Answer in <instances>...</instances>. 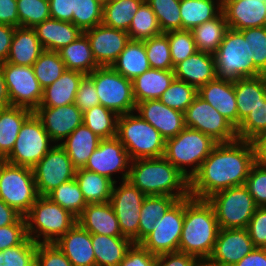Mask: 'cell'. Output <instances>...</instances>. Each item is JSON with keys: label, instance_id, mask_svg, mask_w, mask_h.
I'll use <instances>...</instances> for the list:
<instances>
[{"label": "cell", "instance_id": "6da1fadb", "mask_svg": "<svg viewBox=\"0 0 266 266\" xmlns=\"http://www.w3.org/2000/svg\"><path fill=\"white\" fill-rule=\"evenodd\" d=\"M255 163L252 141L236 139L217 143L190 179V196L207 199L218 191L244 185Z\"/></svg>", "mask_w": 266, "mask_h": 266}, {"label": "cell", "instance_id": "7a4b0ae2", "mask_svg": "<svg viewBox=\"0 0 266 266\" xmlns=\"http://www.w3.org/2000/svg\"><path fill=\"white\" fill-rule=\"evenodd\" d=\"M127 180L146 196H190V180L164 156L132 160Z\"/></svg>", "mask_w": 266, "mask_h": 266}, {"label": "cell", "instance_id": "3957f363", "mask_svg": "<svg viewBox=\"0 0 266 266\" xmlns=\"http://www.w3.org/2000/svg\"><path fill=\"white\" fill-rule=\"evenodd\" d=\"M219 229L215 211L207 199H196L192 196L184 198V222L179 252L207 261Z\"/></svg>", "mask_w": 266, "mask_h": 266}, {"label": "cell", "instance_id": "277c9868", "mask_svg": "<svg viewBox=\"0 0 266 266\" xmlns=\"http://www.w3.org/2000/svg\"><path fill=\"white\" fill-rule=\"evenodd\" d=\"M238 110V139L252 141L266 131V75L234 81Z\"/></svg>", "mask_w": 266, "mask_h": 266}, {"label": "cell", "instance_id": "5b68a950", "mask_svg": "<svg viewBox=\"0 0 266 266\" xmlns=\"http://www.w3.org/2000/svg\"><path fill=\"white\" fill-rule=\"evenodd\" d=\"M24 217L27 237L35 243H55L77 222L69 211L40 195Z\"/></svg>", "mask_w": 266, "mask_h": 266}, {"label": "cell", "instance_id": "8992f818", "mask_svg": "<svg viewBox=\"0 0 266 266\" xmlns=\"http://www.w3.org/2000/svg\"><path fill=\"white\" fill-rule=\"evenodd\" d=\"M217 143L211 136L185 127L177 136L166 139L164 157L190 180Z\"/></svg>", "mask_w": 266, "mask_h": 266}, {"label": "cell", "instance_id": "52a82bcc", "mask_svg": "<svg viewBox=\"0 0 266 266\" xmlns=\"http://www.w3.org/2000/svg\"><path fill=\"white\" fill-rule=\"evenodd\" d=\"M134 112L120 115L116 137L131 160L164 156L166 139L150 123Z\"/></svg>", "mask_w": 266, "mask_h": 266}, {"label": "cell", "instance_id": "ba28073f", "mask_svg": "<svg viewBox=\"0 0 266 266\" xmlns=\"http://www.w3.org/2000/svg\"><path fill=\"white\" fill-rule=\"evenodd\" d=\"M216 76L219 79L238 80L262 73L249 61V39L240 31L228 29L218 50L214 53Z\"/></svg>", "mask_w": 266, "mask_h": 266}, {"label": "cell", "instance_id": "9c48e42d", "mask_svg": "<svg viewBox=\"0 0 266 266\" xmlns=\"http://www.w3.org/2000/svg\"><path fill=\"white\" fill-rule=\"evenodd\" d=\"M207 201L213 206L220 229L247 228L258 207L245 185L218 191Z\"/></svg>", "mask_w": 266, "mask_h": 266}, {"label": "cell", "instance_id": "30bf717a", "mask_svg": "<svg viewBox=\"0 0 266 266\" xmlns=\"http://www.w3.org/2000/svg\"><path fill=\"white\" fill-rule=\"evenodd\" d=\"M87 76L94 82L101 105L118 116L135 111L136 101L131 80L111 66L98 67Z\"/></svg>", "mask_w": 266, "mask_h": 266}, {"label": "cell", "instance_id": "8fae6325", "mask_svg": "<svg viewBox=\"0 0 266 266\" xmlns=\"http://www.w3.org/2000/svg\"><path fill=\"white\" fill-rule=\"evenodd\" d=\"M52 142L41 119L33 112L24 121L14 147L5 160L13 165L33 168L55 145Z\"/></svg>", "mask_w": 266, "mask_h": 266}, {"label": "cell", "instance_id": "7c38bea8", "mask_svg": "<svg viewBox=\"0 0 266 266\" xmlns=\"http://www.w3.org/2000/svg\"><path fill=\"white\" fill-rule=\"evenodd\" d=\"M38 196L33 169L7 162L0 176V199L25 216Z\"/></svg>", "mask_w": 266, "mask_h": 266}, {"label": "cell", "instance_id": "4fadbf2b", "mask_svg": "<svg viewBox=\"0 0 266 266\" xmlns=\"http://www.w3.org/2000/svg\"><path fill=\"white\" fill-rule=\"evenodd\" d=\"M11 106L24 107L35 111L43 96L32 66L0 63Z\"/></svg>", "mask_w": 266, "mask_h": 266}, {"label": "cell", "instance_id": "5bb4252c", "mask_svg": "<svg viewBox=\"0 0 266 266\" xmlns=\"http://www.w3.org/2000/svg\"><path fill=\"white\" fill-rule=\"evenodd\" d=\"M184 222V198L177 200L165 214L154 223L140 244L150 253L159 255L177 252Z\"/></svg>", "mask_w": 266, "mask_h": 266}, {"label": "cell", "instance_id": "9a60e30c", "mask_svg": "<svg viewBox=\"0 0 266 266\" xmlns=\"http://www.w3.org/2000/svg\"><path fill=\"white\" fill-rule=\"evenodd\" d=\"M185 127L199 130L216 142H231L238 139L236 128L212 105L199 95L184 113Z\"/></svg>", "mask_w": 266, "mask_h": 266}, {"label": "cell", "instance_id": "2e32d148", "mask_svg": "<svg viewBox=\"0 0 266 266\" xmlns=\"http://www.w3.org/2000/svg\"><path fill=\"white\" fill-rule=\"evenodd\" d=\"M32 169L40 196H47L59 185L74 179L76 174V168L60 144H55Z\"/></svg>", "mask_w": 266, "mask_h": 266}, {"label": "cell", "instance_id": "e0dca14e", "mask_svg": "<svg viewBox=\"0 0 266 266\" xmlns=\"http://www.w3.org/2000/svg\"><path fill=\"white\" fill-rule=\"evenodd\" d=\"M114 183L110 204L117 216L119 228L123 236L138 243L140 210L146 195L128 180Z\"/></svg>", "mask_w": 266, "mask_h": 266}, {"label": "cell", "instance_id": "ac0fdd59", "mask_svg": "<svg viewBox=\"0 0 266 266\" xmlns=\"http://www.w3.org/2000/svg\"><path fill=\"white\" fill-rule=\"evenodd\" d=\"M131 159L124 145L115 136L113 138L101 139L98 147L89 157L84 169L105 176L117 183L113 177L121 173V181L128 178Z\"/></svg>", "mask_w": 266, "mask_h": 266}, {"label": "cell", "instance_id": "d6986e66", "mask_svg": "<svg viewBox=\"0 0 266 266\" xmlns=\"http://www.w3.org/2000/svg\"><path fill=\"white\" fill-rule=\"evenodd\" d=\"M254 248L247 228L219 229L207 262L214 266H234Z\"/></svg>", "mask_w": 266, "mask_h": 266}, {"label": "cell", "instance_id": "ffe728a7", "mask_svg": "<svg viewBox=\"0 0 266 266\" xmlns=\"http://www.w3.org/2000/svg\"><path fill=\"white\" fill-rule=\"evenodd\" d=\"M99 67L112 66L130 41L126 31L99 24L83 32Z\"/></svg>", "mask_w": 266, "mask_h": 266}, {"label": "cell", "instance_id": "44dd1931", "mask_svg": "<svg viewBox=\"0 0 266 266\" xmlns=\"http://www.w3.org/2000/svg\"><path fill=\"white\" fill-rule=\"evenodd\" d=\"M34 112L41 119L54 144H60L83 124V112L75 103L58 107H38Z\"/></svg>", "mask_w": 266, "mask_h": 266}, {"label": "cell", "instance_id": "7402d4cb", "mask_svg": "<svg viewBox=\"0 0 266 266\" xmlns=\"http://www.w3.org/2000/svg\"><path fill=\"white\" fill-rule=\"evenodd\" d=\"M135 112L159 131L164 139L177 136L185 128L184 113L166 106L159 99L137 103Z\"/></svg>", "mask_w": 266, "mask_h": 266}, {"label": "cell", "instance_id": "603a6c76", "mask_svg": "<svg viewBox=\"0 0 266 266\" xmlns=\"http://www.w3.org/2000/svg\"><path fill=\"white\" fill-rule=\"evenodd\" d=\"M222 12L233 30L266 26L265 0H222Z\"/></svg>", "mask_w": 266, "mask_h": 266}, {"label": "cell", "instance_id": "cb8c5ba5", "mask_svg": "<svg viewBox=\"0 0 266 266\" xmlns=\"http://www.w3.org/2000/svg\"><path fill=\"white\" fill-rule=\"evenodd\" d=\"M198 95L212 105L230 123L238 127V110L234 81L215 78L198 89Z\"/></svg>", "mask_w": 266, "mask_h": 266}, {"label": "cell", "instance_id": "d4e9b609", "mask_svg": "<svg viewBox=\"0 0 266 266\" xmlns=\"http://www.w3.org/2000/svg\"><path fill=\"white\" fill-rule=\"evenodd\" d=\"M73 266H96L91 233L78 222L55 242Z\"/></svg>", "mask_w": 266, "mask_h": 266}, {"label": "cell", "instance_id": "484cf974", "mask_svg": "<svg viewBox=\"0 0 266 266\" xmlns=\"http://www.w3.org/2000/svg\"><path fill=\"white\" fill-rule=\"evenodd\" d=\"M175 79L184 81L199 89L216 76L214 54L196 51L174 66Z\"/></svg>", "mask_w": 266, "mask_h": 266}, {"label": "cell", "instance_id": "4316f807", "mask_svg": "<svg viewBox=\"0 0 266 266\" xmlns=\"http://www.w3.org/2000/svg\"><path fill=\"white\" fill-rule=\"evenodd\" d=\"M77 222L91 234L125 237L110 202L87 204Z\"/></svg>", "mask_w": 266, "mask_h": 266}, {"label": "cell", "instance_id": "83f0119b", "mask_svg": "<svg viewBox=\"0 0 266 266\" xmlns=\"http://www.w3.org/2000/svg\"><path fill=\"white\" fill-rule=\"evenodd\" d=\"M44 50L59 51L76 40L83 31L72 22L49 18L33 28Z\"/></svg>", "mask_w": 266, "mask_h": 266}, {"label": "cell", "instance_id": "f1b7e54d", "mask_svg": "<svg viewBox=\"0 0 266 266\" xmlns=\"http://www.w3.org/2000/svg\"><path fill=\"white\" fill-rule=\"evenodd\" d=\"M85 76L78 71L65 70L55 82L43 89L39 107H58L75 103L80 82Z\"/></svg>", "mask_w": 266, "mask_h": 266}, {"label": "cell", "instance_id": "f546056e", "mask_svg": "<svg viewBox=\"0 0 266 266\" xmlns=\"http://www.w3.org/2000/svg\"><path fill=\"white\" fill-rule=\"evenodd\" d=\"M43 51L44 48L33 28L16 27L6 62L33 66Z\"/></svg>", "mask_w": 266, "mask_h": 266}, {"label": "cell", "instance_id": "4dcf8cb0", "mask_svg": "<svg viewBox=\"0 0 266 266\" xmlns=\"http://www.w3.org/2000/svg\"><path fill=\"white\" fill-rule=\"evenodd\" d=\"M101 138L84 124L78 126L60 145L76 169L84 168Z\"/></svg>", "mask_w": 266, "mask_h": 266}, {"label": "cell", "instance_id": "1f68e13d", "mask_svg": "<svg viewBox=\"0 0 266 266\" xmlns=\"http://www.w3.org/2000/svg\"><path fill=\"white\" fill-rule=\"evenodd\" d=\"M175 79L173 70L150 68L132 80L136 104L145 100L159 99Z\"/></svg>", "mask_w": 266, "mask_h": 266}, {"label": "cell", "instance_id": "d6a6232c", "mask_svg": "<svg viewBox=\"0 0 266 266\" xmlns=\"http://www.w3.org/2000/svg\"><path fill=\"white\" fill-rule=\"evenodd\" d=\"M96 266H119L133 241L127 237L91 234Z\"/></svg>", "mask_w": 266, "mask_h": 266}, {"label": "cell", "instance_id": "836d02e7", "mask_svg": "<svg viewBox=\"0 0 266 266\" xmlns=\"http://www.w3.org/2000/svg\"><path fill=\"white\" fill-rule=\"evenodd\" d=\"M66 70L78 71L89 75L98 68L87 36L82 33L76 40L57 51Z\"/></svg>", "mask_w": 266, "mask_h": 266}, {"label": "cell", "instance_id": "e575fe53", "mask_svg": "<svg viewBox=\"0 0 266 266\" xmlns=\"http://www.w3.org/2000/svg\"><path fill=\"white\" fill-rule=\"evenodd\" d=\"M111 67L131 81L149 70L151 67L145 51L144 42L130 40Z\"/></svg>", "mask_w": 266, "mask_h": 266}, {"label": "cell", "instance_id": "d590c367", "mask_svg": "<svg viewBox=\"0 0 266 266\" xmlns=\"http://www.w3.org/2000/svg\"><path fill=\"white\" fill-rule=\"evenodd\" d=\"M33 111L17 106L0 110V157L6 158L14 147L24 121Z\"/></svg>", "mask_w": 266, "mask_h": 266}, {"label": "cell", "instance_id": "8d00e7d4", "mask_svg": "<svg viewBox=\"0 0 266 266\" xmlns=\"http://www.w3.org/2000/svg\"><path fill=\"white\" fill-rule=\"evenodd\" d=\"M222 12V0H180L182 30H191Z\"/></svg>", "mask_w": 266, "mask_h": 266}, {"label": "cell", "instance_id": "74e56055", "mask_svg": "<svg viewBox=\"0 0 266 266\" xmlns=\"http://www.w3.org/2000/svg\"><path fill=\"white\" fill-rule=\"evenodd\" d=\"M75 179L87 204L110 201L114 182L109 178L79 168L76 169Z\"/></svg>", "mask_w": 266, "mask_h": 266}, {"label": "cell", "instance_id": "f35d334b", "mask_svg": "<svg viewBox=\"0 0 266 266\" xmlns=\"http://www.w3.org/2000/svg\"><path fill=\"white\" fill-rule=\"evenodd\" d=\"M228 29L224 14L221 12L216 18L206 21L190 31L197 51L214 54L218 50Z\"/></svg>", "mask_w": 266, "mask_h": 266}, {"label": "cell", "instance_id": "ab89813d", "mask_svg": "<svg viewBox=\"0 0 266 266\" xmlns=\"http://www.w3.org/2000/svg\"><path fill=\"white\" fill-rule=\"evenodd\" d=\"M177 198L166 195L146 196L140 210L138 243L153 231L154 223L177 201Z\"/></svg>", "mask_w": 266, "mask_h": 266}, {"label": "cell", "instance_id": "60d3db41", "mask_svg": "<svg viewBox=\"0 0 266 266\" xmlns=\"http://www.w3.org/2000/svg\"><path fill=\"white\" fill-rule=\"evenodd\" d=\"M145 0H111L103 6L102 24L128 32L134 14Z\"/></svg>", "mask_w": 266, "mask_h": 266}, {"label": "cell", "instance_id": "b9f144b4", "mask_svg": "<svg viewBox=\"0 0 266 266\" xmlns=\"http://www.w3.org/2000/svg\"><path fill=\"white\" fill-rule=\"evenodd\" d=\"M118 115L99 104L83 112V124L99 138L108 139L117 135Z\"/></svg>", "mask_w": 266, "mask_h": 266}, {"label": "cell", "instance_id": "7bdbcfd3", "mask_svg": "<svg viewBox=\"0 0 266 266\" xmlns=\"http://www.w3.org/2000/svg\"><path fill=\"white\" fill-rule=\"evenodd\" d=\"M47 197L63 209L69 211L76 218L82 214L84 208L87 206V202L75 178L59 185Z\"/></svg>", "mask_w": 266, "mask_h": 266}, {"label": "cell", "instance_id": "ee69618b", "mask_svg": "<svg viewBox=\"0 0 266 266\" xmlns=\"http://www.w3.org/2000/svg\"><path fill=\"white\" fill-rule=\"evenodd\" d=\"M128 35L130 40L143 41L162 32L156 15L150 5L144 1L134 14Z\"/></svg>", "mask_w": 266, "mask_h": 266}, {"label": "cell", "instance_id": "f6af8a7d", "mask_svg": "<svg viewBox=\"0 0 266 266\" xmlns=\"http://www.w3.org/2000/svg\"><path fill=\"white\" fill-rule=\"evenodd\" d=\"M32 68L43 89L55 82L66 70L59 53L49 50L41 53Z\"/></svg>", "mask_w": 266, "mask_h": 266}, {"label": "cell", "instance_id": "bcb514c9", "mask_svg": "<svg viewBox=\"0 0 266 266\" xmlns=\"http://www.w3.org/2000/svg\"><path fill=\"white\" fill-rule=\"evenodd\" d=\"M159 22L163 33L182 30L180 0H145Z\"/></svg>", "mask_w": 266, "mask_h": 266}, {"label": "cell", "instance_id": "7dc6e473", "mask_svg": "<svg viewBox=\"0 0 266 266\" xmlns=\"http://www.w3.org/2000/svg\"><path fill=\"white\" fill-rule=\"evenodd\" d=\"M197 95V88L184 81L174 79L159 100L166 106L185 113L187 107L194 101Z\"/></svg>", "mask_w": 266, "mask_h": 266}, {"label": "cell", "instance_id": "c3c4849f", "mask_svg": "<svg viewBox=\"0 0 266 266\" xmlns=\"http://www.w3.org/2000/svg\"><path fill=\"white\" fill-rule=\"evenodd\" d=\"M150 67L160 70H173L169 40L166 33L143 40Z\"/></svg>", "mask_w": 266, "mask_h": 266}, {"label": "cell", "instance_id": "681fc988", "mask_svg": "<svg viewBox=\"0 0 266 266\" xmlns=\"http://www.w3.org/2000/svg\"><path fill=\"white\" fill-rule=\"evenodd\" d=\"M72 23L83 32L102 24L103 6L97 0H73Z\"/></svg>", "mask_w": 266, "mask_h": 266}, {"label": "cell", "instance_id": "f907efd6", "mask_svg": "<svg viewBox=\"0 0 266 266\" xmlns=\"http://www.w3.org/2000/svg\"><path fill=\"white\" fill-rule=\"evenodd\" d=\"M20 27L34 28L51 18L49 0H17Z\"/></svg>", "mask_w": 266, "mask_h": 266}, {"label": "cell", "instance_id": "816d5d0a", "mask_svg": "<svg viewBox=\"0 0 266 266\" xmlns=\"http://www.w3.org/2000/svg\"><path fill=\"white\" fill-rule=\"evenodd\" d=\"M37 243L27 237L20 245L0 251V266H35Z\"/></svg>", "mask_w": 266, "mask_h": 266}, {"label": "cell", "instance_id": "f5cc1de1", "mask_svg": "<svg viewBox=\"0 0 266 266\" xmlns=\"http://www.w3.org/2000/svg\"><path fill=\"white\" fill-rule=\"evenodd\" d=\"M240 32L249 39V61L266 75V26L242 29Z\"/></svg>", "mask_w": 266, "mask_h": 266}, {"label": "cell", "instance_id": "db71d44e", "mask_svg": "<svg viewBox=\"0 0 266 266\" xmlns=\"http://www.w3.org/2000/svg\"><path fill=\"white\" fill-rule=\"evenodd\" d=\"M173 66L193 55L197 49L190 30L166 32Z\"/></svg>", "mask_w": 266, "mask_h": 266}, {"label": "cell", "instance_id": "11a10c76", "mask_svg": "<svg viewBox=\"0 0 266 266\" xmlns=\"http://www.w3.org/2000/svg\"><path fill=\"white\" fill-rule=\"evenodd\" d=\"M258 207L266 206V166L255 163L244 184Z\"/></svg>", "mask_w": 266, "mask_h": 266}, {"label": "cell", "instance_id": "9f6ffc18", "mask_svg": "<svg viewBox=\"0 0 266 266\" xmlns=\"http://www.w3.org/2000/svg\"><path fill=\"white\" fill-rule=\"evenodd\" d=\"M35 266H73L55 243H37Z\"/></svg>", "mask_w": 266, "mask_h": 266}, {"label": "cell", "instance_id": "6f0895ef", "mask_svg": "<svg viewBox=\"0 0 266 266\" xmlns=\"http://www.w3.org/2000/svg\"><path fill=\"white\" fill-rule=\"evenodd\" d=\"M27 238L26 220L22 216L16 223L0 227V251L20 245Z\"/></svg>", "mask_w": 266, "mask_h": 266}, {"label": "cell", "instance_id": "680465c9", "mask_svg": "<svg viewBox=\"0 0 266 266\" xmlns=\"http://www.w3.org/2000/svg\"><path fill=\"white\" fill-rule=\"evenodd\" d=\"M247 230L255 247L266 248V206L257 207Z\"/></svg>", "mask_w": 266, "mask_h": 266}, {"label": "cell", "instance_id": "91938a15", "mask_svg": "<svg viewBox=\"0 0 266 266\" xmlns=\"http://www.w3.org/2000/svg\"><path fill=\"white\" fill-rule=\"evenodd\" d=\"M156 258L140 243H133L119 266H156Z\"/></svg>", "mask_w": 266, "mask_h": 266}, {"label": "cell", "instance_id": "94428289", "mask_svg": "<svg viewBox=\"0 0 266 266\" xmlns=\"http://www.w3.org/2000/svg\"><path fill=\"white\" fill-rule=\"evenodd\" d=\"M100 101L95 90L94 82L86 75L80 82L76 93L75 105L85 112L90 108L99 105Z\"/></svg>", "mask_w": 266, "mask_h": 266}, {"label": "cell", "instance_id": "6125c7cd", "mask_svg": "<svg viewBox=\"0 0 266 266\" xmlns=\"http://www.w3.org/2000/svg\"><path fill=\"white\" fill-rule=\"evenodd\" d=\"M202 261L182 252H170L157 255L156 266H200Z\"/></svg>", "mask_w": 266, "mask_h": 266}, {"label": "cell", "instance_id": "be15d7a7", "mask_svg": "<svg viewBox=\"0 0 266 266\" xmlns=\"http://www.w3.org/2000/svg\"><path fill=\"white\" fill-rule=\"evenodd\" d=\"M49 9L51 18L72 22L73 0H49Z\"/></svg>", "mask_w": 266, "mask_h": 266}, {"label": "cell", "instance_id": "e7e4bbea", "mask_svg": "<svg viewBox=\"0 0 266 266\" xmlns=\"http://www.w3.org/2000/svg\"><path fill=\"white\" fill-rule=\"evenodd\" d=\"M0 24L20 27L17 0H0Z\"/></svg>", "mask_w": 266, "mask_h": 266}, {"label": "cell", "instance_id": "03108f58", "mask_svg": "<svg viewBox=\"0 0 266 266\" xmlns=\"http://www.w3.org/2000/svg\"><path fill=\"white\" fill-rule=\"evenodd\" d=\"M15 28L11 25L0 24V63L8 58Z\"/></svg>", "mask_w": 266, "mask_h": 266}, {"label": "cell", "instance_id": "003e7915", "mask_svg": "<svg viewBox=\"0 0 266 266\" xmlns=\"http://www.w3.org/2000/svg\"><path fill=\"white\" fill-rule=\"evenodd\" d=\"M234 266H266V248L255 247Z\"/></svg>", "mask_w": 266, "mask_h": 266}, {"label": "cell", "instance_id": "a7ac6f4b", "mask_svg": "<svg viewBox=\"0 0 266 266\" xmlns=\"http://www.w3.org/2000/svg\"><path fill=\"white\" fill-rule=\"evenodd\" d=\"M22 215L0 199V227L16 223Z\"/></svg>", "mask_w": 266, "mask_h": 266}, {"label": "cell", "instance_id": "89a4df30", "mask_svg": "<svg viewBox=\"0 0 266 266\" xmlns=\"http://www.w3.org/2000/svg\"><path fill=\"white\" fill-rule=\"evenodd\" d=\"M256 162L266 166V131L259 134L254 140H252Z\"/></svg>", "mask_w": 266, "mask_h": 266}, {"label": "cell", "instance_id": "2644e50d", "mask_svg": "<svg viewBox=\"0 0 266 266\" xmlns=\"http://www.w3.org/2000/svg\"><path fill=\"white\" fill-rule=\"evenodd\" d=\"M11 106L2 67L0 65V110Z\"/></svg>", "mask_w": 266, "mask_h": 266}, {"label": "cell", "instance_id": "8c879c8a", "mask_svg": "<svg viewBox=\"0 0 266 266\" xmlns=\"http://www.w3.org/2000/svg\"><path fill=\"white\" fill-rule=\"evenodd\" d=\"M7 163V161L5 160V158L0 157V176L3 170L4 165Z\"/></svg>", "mask_w": 266, "mask_h": 266}, {"label": "cell", "instance_id": "753ad0ef", "mask_svg": "<svg viewBox=\"0 0 266 266\" xmlns=\"http://www.w3.org/2000/svg\"><path fill=\"white\" fill-rule=\"evenodd\" d=\"M102 6L108 4L111 0H97Z\"/></svg>", "mask_w": 266, "mask_h": 266}, {"label": "cell", "instance_id": "34e18365", "mask_svg": "<svg viewBox=\"0 0 266 266\" xmlns=\"http://www.w3.org/2000/svg\"><path fill=\"white\" fill-rule=\"evenodd\" d=\"M200 266H214V265L208 263L207 261H202Z\"/></svg>", "mask_w": 266, "mask_h": 266}, {"label": "cell", "instance_id": "11e5206c", "mask_svg": "<svg viewBox=\"0 0 266 266\" xmlns=\"http://www.w3.org/2000/svg\"><path fill=\"white\" fill-rule=\"evenodd\" d=\"M264 109H265V121H266V104L264 106Z\"/></svg>", "mask_w": 266, "mask_h": 266}]
</instances>
